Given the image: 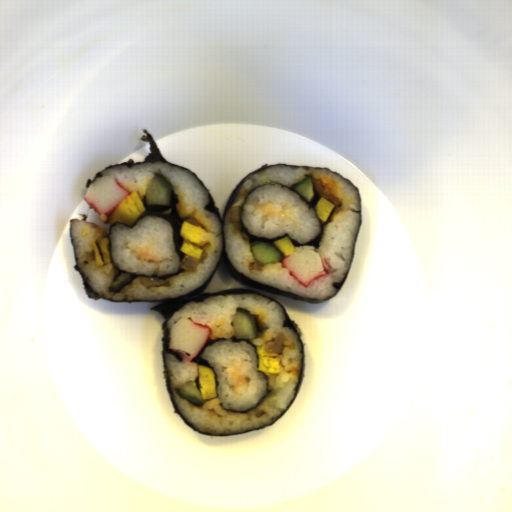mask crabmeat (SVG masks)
I'll return each instance as SVG.
<instances>
[{
    "mask_svg": "<svg viewBox=\"0 0 512 512\" xmlns=\"http://www.w3.org/2000/svg\"><path fill=\"white\" fill-rule=\"evenodd\" d=\"M210 327L200 325L181 317L172 323L168 336L167 348L180 355L183 361L193 363L211 337Z\"/></svg>",
    "mask_w": 512,
    "mask_h": 512,
    "instance_id": "1",
    "label": "crabmeat"
},
{
    "mask_svg": "<svg viewBox=\"0 0 512 512\" xmlns=\"http://www.w3.org/2000/svg\"><path fill=\"white\" fill-rule=\"evenodd\" d=\"M129 192L109 175L96 177L87 188L84 201L87 202L99 215H107L104 224H110V217L119 203L126 198Z\"/></svg>",
    "mask_w": 512,
    "mask_h": 512,
    "instance_id": "2",
    "label": "crabmeat"
},
{
    "mask_svg": "<svg viewBox=\"0 0 512 512\" xmlns=\"http://www.w3.org/2000/svg\"><path fill=\"white\" fill-rule=\"evenodd\" d=\"M282 263L289 274L301 285L309 284L322 275H329L330 269L325 258L313 250L295 251L282 257Z\"/></svg>",
    "mask_w": 512,
    "mask_h": 512,
    "instance_id": "3",
    "label": "crabmeat"
}]
</instances>
